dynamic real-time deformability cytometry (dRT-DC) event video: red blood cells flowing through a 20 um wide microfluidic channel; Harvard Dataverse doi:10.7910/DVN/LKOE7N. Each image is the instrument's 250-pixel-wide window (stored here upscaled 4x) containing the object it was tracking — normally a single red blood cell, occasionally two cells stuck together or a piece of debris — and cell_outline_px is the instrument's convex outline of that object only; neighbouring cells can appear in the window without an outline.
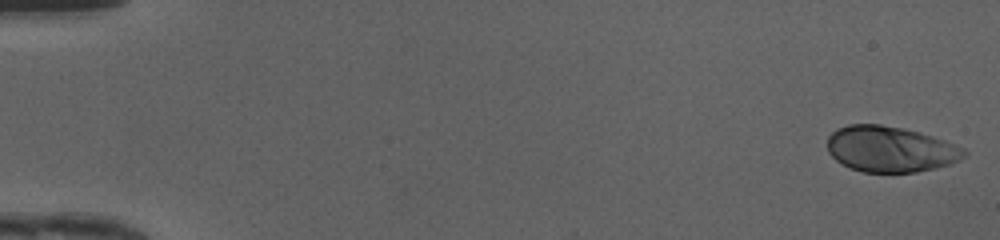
{"species": "human", "species_latin": "Homo sapiens", "temperature_condition": "cold", "stored_images_in_passage": 49, "camera_frame_rate_fps": 3000, "um_per_image_px": 0.085, "donor": {"sex": "female"}, "frame": {"image": 1, "passage_image": 1, "time_ms": 0.0, "image_size_px": [1000, 240], "cell_outline_px": [[968, 152], [960, 160], [936, 168], [916, 172], [864, 172], [852, 168], [836, 160], [828, 152], [828, 136], [836, 128], [848, 124], [880, 124], [920, 132], [944, 140], [964, 148]], "centroid_in_image_um": [75.68, 12.67], "position_along_channel_um": 9.3, "area_um2": 36.41}}
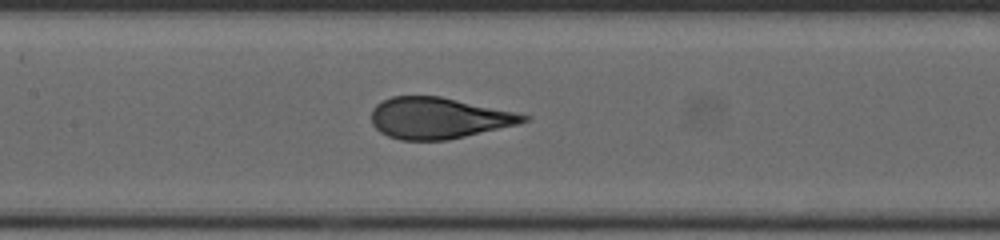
{"frame": {"image": 2, "passage_image": 24, "time_ms": 7.667, "image_size_px": [1000, 240], "cell_outline_px": [[532, 116], [528, 120], [520, 124], [448, 140], [400, 140], [388, 136], [380, 132], [372, 124], [372, 108], [376, 104], [392, 96], [440, 96], [516, 112]], "centroid_in_image_um": [37.29, 10.04], "position_along_channel_um": 170.1, "area_um2": 36.59}}
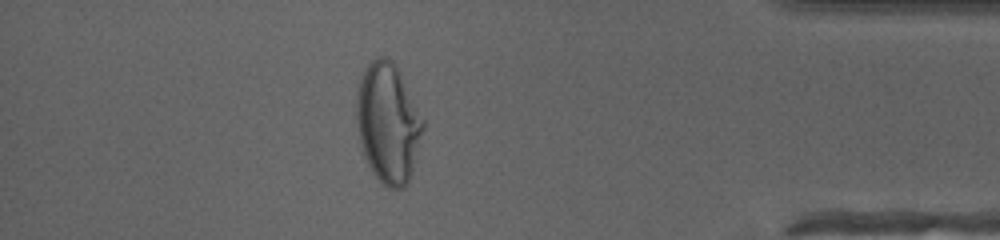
{"frame": {"image": 3, "passage_image": 43, "time_ms": 14.0, "image_size_px": [1000, 240], "cell_outline_px": [[424, 128], [412, 172], [408, 184], [404, 188], [388, 188], [372, 172], [368, 164], [360, 140], [356, 120], [356, 96], [360, 80], [364, 68], [376, 56], [388, 56], [392, 60], [400, 72], [424, 120]], "centroid_in_image_um": [32.99, 10.43], "position_along_channel_um": 402.2, "area_um2": 46.41}, "authors_computed_cell_mechanics": {"area_um2": 37.1654, "velocity_mm_per_s": 4.1954, "shape_relaxation_time_tau1_ms": 7.1177, "shape_relaxation_time_tau2_ms": null, "deformation_change_tau1": 0.2563, "deformation_change_tau2": null}}